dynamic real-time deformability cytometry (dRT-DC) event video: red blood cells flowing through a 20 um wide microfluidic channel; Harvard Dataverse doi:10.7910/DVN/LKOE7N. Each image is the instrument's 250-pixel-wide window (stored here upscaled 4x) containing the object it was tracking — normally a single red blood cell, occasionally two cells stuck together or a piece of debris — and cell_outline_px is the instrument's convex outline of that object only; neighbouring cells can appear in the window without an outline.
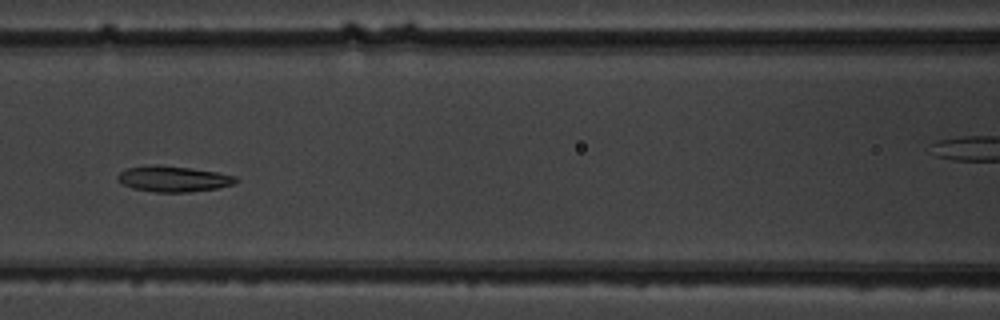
{"species": "common noctule bat (a hibernating species)", "species_latin": "Nyctalus noctula", "temperature_condition": "warm", "stored_images_in_passage": 7, "camera_frame_rate_fps": 3000, "um_per_image_px": 0.085, "animal": {"sex": "male", "body_mass_g": 19.5, "forearm_length_mm": 54.6}, "frame": {"image": 1, "passage_image": 6, "time_ms": 5.667, "image_size_px": [1000, 320], "cell_outline_px": [[236, 180], [232, 184], [216, 188], [188, 192], [156, 192], [132, 188], [116, 180], [116, 176], [120, 172], [128, 168], [152, 164], [156, 164], [188, 168], [216, 172], [236, 176]], "centroid_in_image_um": [14.67, 15.2], "position_along_channel_um": 151.9, "area_um2": 17.51}}